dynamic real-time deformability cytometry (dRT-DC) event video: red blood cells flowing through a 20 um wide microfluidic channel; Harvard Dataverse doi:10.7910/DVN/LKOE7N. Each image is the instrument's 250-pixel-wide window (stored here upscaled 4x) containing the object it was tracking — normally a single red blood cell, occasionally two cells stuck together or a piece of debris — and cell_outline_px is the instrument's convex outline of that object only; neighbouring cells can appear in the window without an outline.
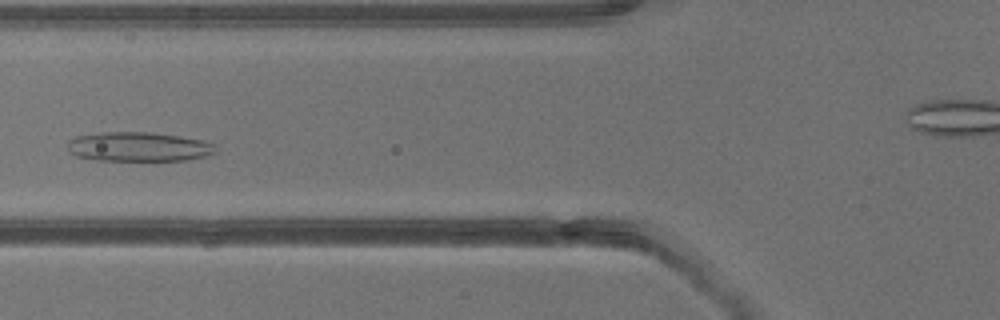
{"species": "common noctule bat (a hibernating species)", "species_latin": "Nyctalus noctula", "temperature_condition": "warm", "stored_images_in_passage": 5, "camera_frame_rate_fps": 3000, "um_per_image_px": 0.085, "animal": {"sex": "male", "body_mass_g": 13.3}, "frame": {"image": 1, "passage_image": 4, "time_ms": 3.333, "image_size_px": [1000, 320], "cell_outline_px": [[216, 152], [204, 156], [188, 160], [96, 160], [76, 156], [68, 152], [68, 140], [76, 136], [100, 132], [152, 132], [180, 136], [204, 140], [216, 144]], "centroid_in_image_um": [11.78, 12.46], "position_along_channel_um": 114.0, "area_um2": 25.55}}